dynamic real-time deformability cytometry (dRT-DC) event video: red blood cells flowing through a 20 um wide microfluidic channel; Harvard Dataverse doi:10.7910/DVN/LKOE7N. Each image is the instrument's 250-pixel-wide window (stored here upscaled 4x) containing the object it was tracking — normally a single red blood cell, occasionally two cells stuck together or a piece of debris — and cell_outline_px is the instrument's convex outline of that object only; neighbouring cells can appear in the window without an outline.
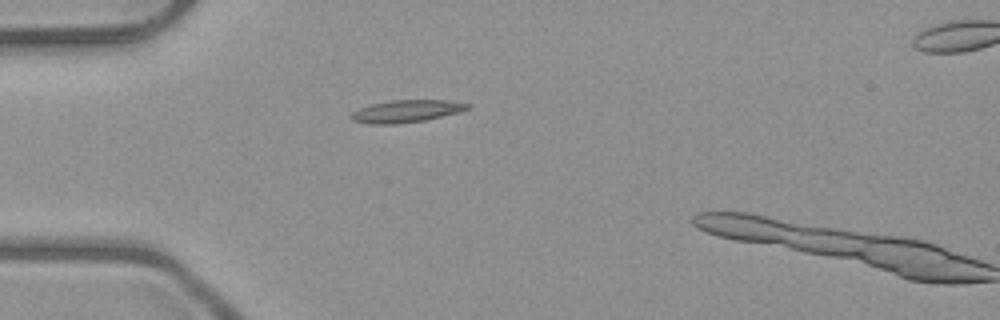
{"species": "common noctule bat (a hibernating species)", "species_latin": "Nyctalus noctula", "temperature_condition": "room temperature", "stored_images_in_passage": 2, "camera_frame_rate_fps": 3000, "um_per_image_px": 0.085, "animal": {"sex": "male", "body_mass_g": 23.1, "forearm_length_mm": 52.7}, "frame": {"image": 1, "passage_image": 1, "time_ms": 0.0, "image_size_px": [1000, 320], "cell_outline_px": [[472, 108], [424, 120], [396, 124], [372, 124], [352, 120], [348, 116], [352, 112], [360, 108], [372, 104], [392, 100], [448, 100], [472, 104]], "centroid_in_image_um": [34.53, 9.44], "position_along_channel_um": 50.5, "area_um2": 15.03}}